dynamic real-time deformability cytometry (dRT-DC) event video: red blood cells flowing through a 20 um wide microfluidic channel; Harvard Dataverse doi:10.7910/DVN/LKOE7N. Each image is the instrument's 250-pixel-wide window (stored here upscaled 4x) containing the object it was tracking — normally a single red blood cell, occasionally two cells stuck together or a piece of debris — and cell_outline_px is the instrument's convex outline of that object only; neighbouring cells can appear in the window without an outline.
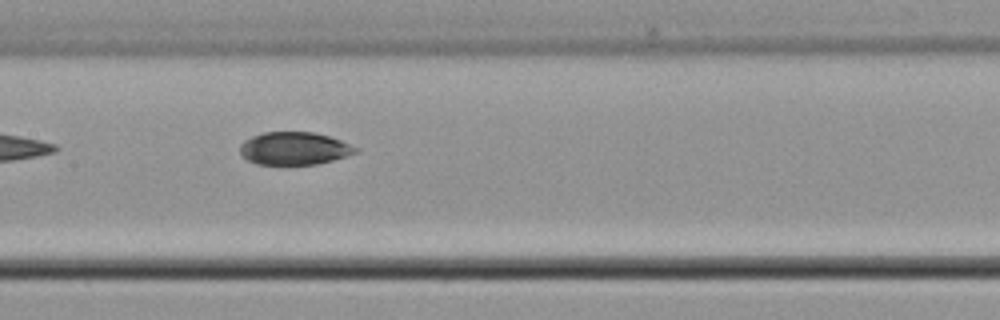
{"species": "common noctule bat (a hibernating species)", "species_latin": "Nyctalus noctula", "temperature_condition": "cold", "stored_images_in_passage": 9, "camera_frame_rate_fps": 3000, "um_per_image_px": 0.085, "animal": {"sex": "male", "body_mass_g": 21.5, "forearm_length_mm": 52.0}, "frame": {"image": 1, "passage_image": 6, "time_ms": 8.0, "image_size_px": [1000, 320], "cell_outline_px": [[360, 152], [332, 160], [316, 164], [256, 164], [248, 160], [240, 152], [240, 144], [244, 140], [252, 136], [264, 132], [312, 132], [328, 136], [340, 140], [360, 148]], "centroid_in_image_um": [25.03, 12.61], "position_along_channel_um": 182.4, "area_um2": 22.02}}
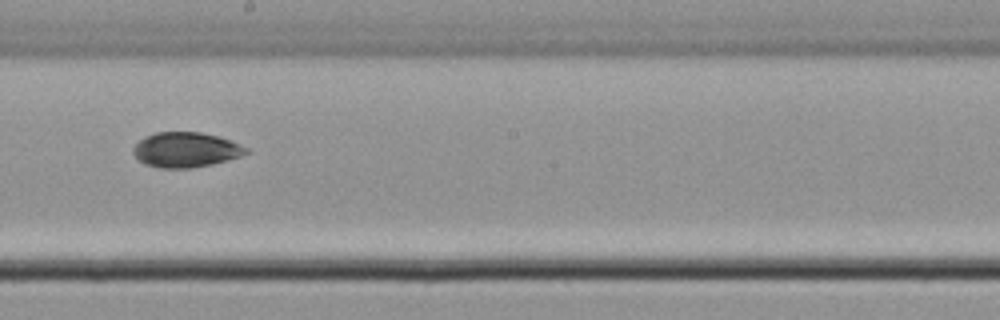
{"frame": {"image": 2, "passage_image": 7, "time_ms": 9.333, "image_size_px": [1000, 320], "cell_outline_px": [[252, 152], [228, 160], [212, 164], [188, 168], [160, 168], [144, 164], [132, 152], [132, 148], [144, 136], [156, 132], [200, 132], [220, 136], [248, 148]], "centroid_in_image_um": [15.8, 12.72], "position_along_channel_um": 232.4, "area_um2": 23.12}}
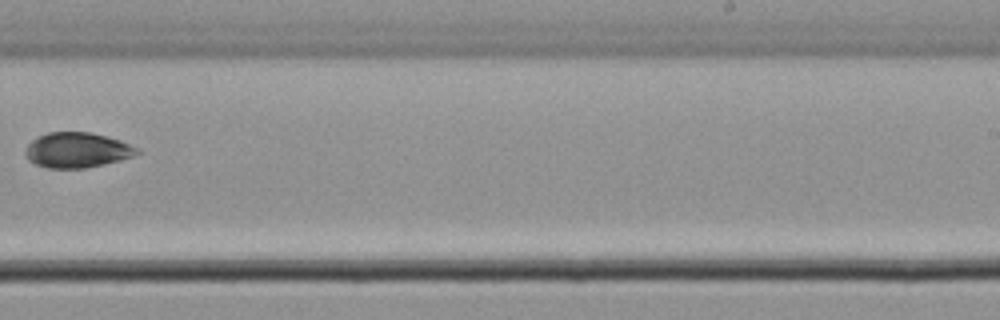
{"frame": {"image": 3, "passage_image": 8, "time_ms": 10.667, "image_size_px": [1000, 320], "cell_outline_px": [[140, 152], [132, 156], [120, 160], [104, 164], [84, 168], [48, 168], [36, 164], [28, 160], [24, 152], [24, 148], [36, 136], [48, 132], [92, 132], [108, 136], [120, 140], [140, 148]], "centroid_in_image_um": [6.54, 12.74], "position_along_channel_um": 282.5, "area_um2": 23.12}}